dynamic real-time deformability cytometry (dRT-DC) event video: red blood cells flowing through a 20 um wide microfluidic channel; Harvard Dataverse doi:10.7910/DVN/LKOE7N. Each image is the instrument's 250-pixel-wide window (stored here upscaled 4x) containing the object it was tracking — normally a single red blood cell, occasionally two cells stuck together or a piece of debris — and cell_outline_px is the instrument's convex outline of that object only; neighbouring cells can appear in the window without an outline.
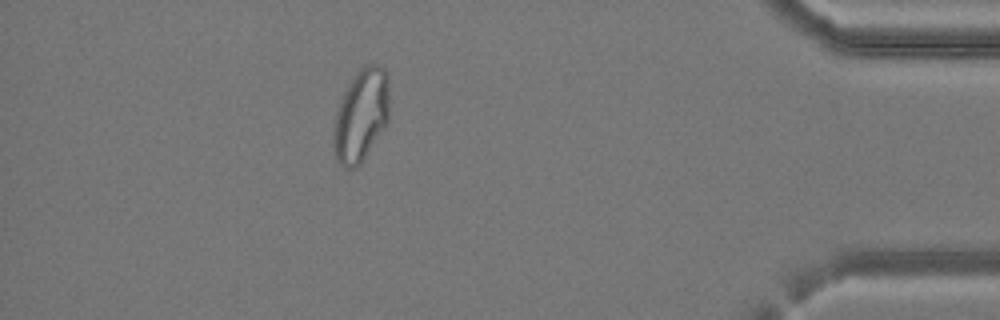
{"species": "common noctule bat (a hibernating species)", "species_latin": "Nyctalus noctula", "temperature_condition": "cold", "stored_images_in_passage": 32, "camera_frame_rate_fps": 3000, "um_per_image_px": 0.085, "animal": {"sex": "female", "body_mass_g": 24.6, "forearm_length_mm": 56.2}, "frame": {"image": 1, "passage_image": 28, "time_ms": 9.0, "image_size_px": [1000, 320], "cell_outline_px": [[388, 120], [360, 164], [356, 168], [344, 168], [336, 160], [336, 112], [344, 92], [356, 72], [372, 64], [376, 64], [384, 68], [388, 72]], "centroid_in_image_um": [30.73, 9.78], "position_along_channel_um": 404.5, "area_um2": 29.02}}